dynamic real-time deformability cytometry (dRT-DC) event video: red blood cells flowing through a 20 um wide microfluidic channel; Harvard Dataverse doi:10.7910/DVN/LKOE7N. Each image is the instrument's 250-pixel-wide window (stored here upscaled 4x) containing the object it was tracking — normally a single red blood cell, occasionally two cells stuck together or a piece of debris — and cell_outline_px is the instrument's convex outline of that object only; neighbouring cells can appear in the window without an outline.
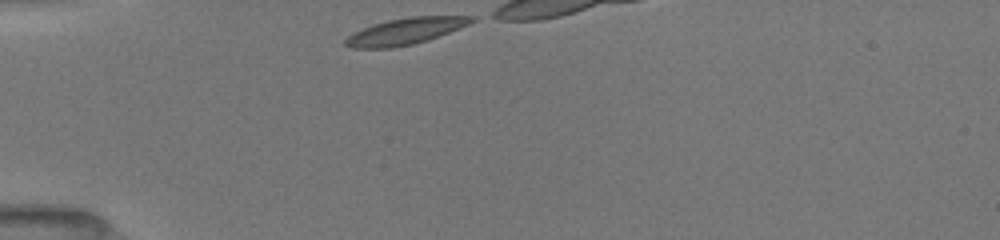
{"species": "common noctule bat (a hibernating species)", "species_latin": "Nyctalus noctula", "temperature_condition": "room temperature", "stored_images_in_passage": 9, "camera_frame_rate_fps": 3000, "um_per_image_px": 0.085, "animal": {"sex": "female", "body_mass_g": 19.5, "forearm_length_mm": 54.1}, "frame": {"image": 1, "passage_image": 1, "time_ms": 0.0, "image_size_px": [1000, 240], "cell_outline_px": [[476, 20], [468, 24], [428, 40], [412, 44], [392, 48], [352, 48], [344, 44], [344, 40], [352, 32], [372, 24], [388, 20], [412, 16], [476, 16]], "centroid_in_image_um": [34.41, 2.65], "position_along_channel_um": 50.6, "area_um2": 19.36}}
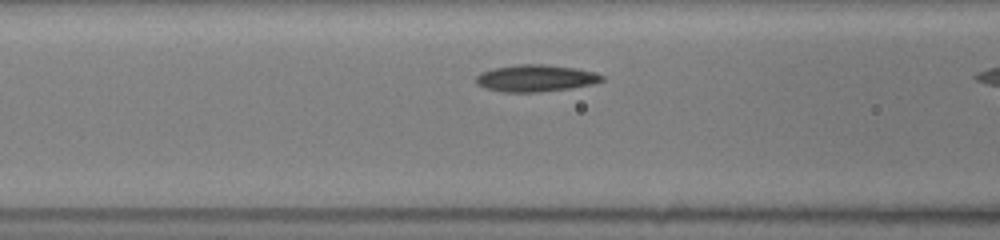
{"frame": {"image": 2, "passage_image": 8, "time_ms": 2.333, "image_size_px": [1000, 240], "cell_outline_px": [[604, 80], [592, 84], [572, 88], [540, 92], [500, 92], [484, 88], [476, 84], [476, 76], [480, 72], [492, 68], [520, 64], [548, 64], [576, 68], [596, 72], [604, 76]], "centroid_in_image_um": [45.52, 6.64], "position_along_channel_um": 121.1, "area_um2": 20.06}}